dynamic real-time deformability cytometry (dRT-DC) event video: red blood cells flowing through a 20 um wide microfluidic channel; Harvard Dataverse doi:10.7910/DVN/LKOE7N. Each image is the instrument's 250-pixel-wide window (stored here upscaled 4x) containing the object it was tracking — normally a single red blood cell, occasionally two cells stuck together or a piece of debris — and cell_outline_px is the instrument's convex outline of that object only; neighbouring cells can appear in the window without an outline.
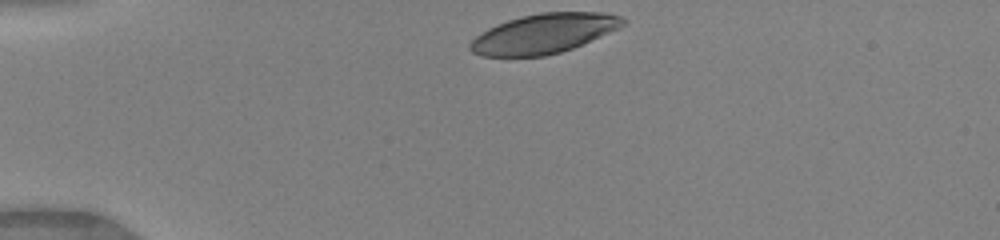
{"species": "human", "species_latin": "Homo sapiens", "temperature_condition": "warm", "stored_images_in_passage": 33, "camera_frame_rate_fps": 3000, "um_per_image_px": 0.085, "donor": {"sex": "female"}, "frame": {"image": 1, "passage_image": 1, "time_ms": 0.0, "image_size_px": [1000, 240], "cell_outline_px": [[628, 20], [624, 24], [608, 32], [572, 48], [560, 52], [544, 56], [484, 56], [472, 52], [468, 48], [468, 44], [476, 36], [488, 28], [496, 24], [520, 16], [540, 12], [604, 12], [620, 16]], "centroid_in_image_um": [46.18, 2.84], "position_along_channel_um": 38.8, "area_um2": 34.97}}
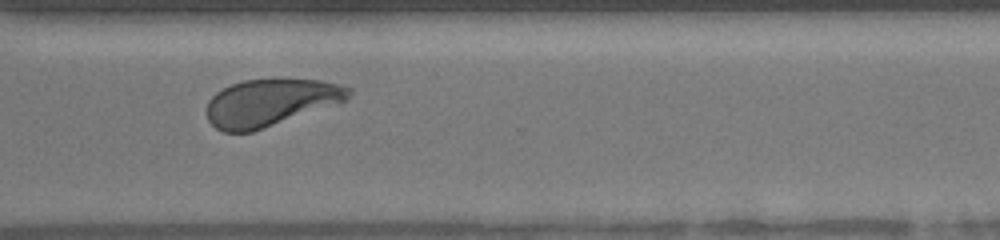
{"frame": {"image": 2, "passage_image": 27, "time_ms": 8.667, "image_size_px": [1000, 240], "cell_outline_px": [[352, 92], [348, 100], [252, 132], [224, 132], [216, 128], [208, 120], [208, 100], [216, 92], [232, 84], [244, 80], [272, 76], [320, 80], [352, 88]], "centroid_in_image_um": [23.01, 8.67], "position_along_channel_um": 347.6, "area_um2": 39.54}}
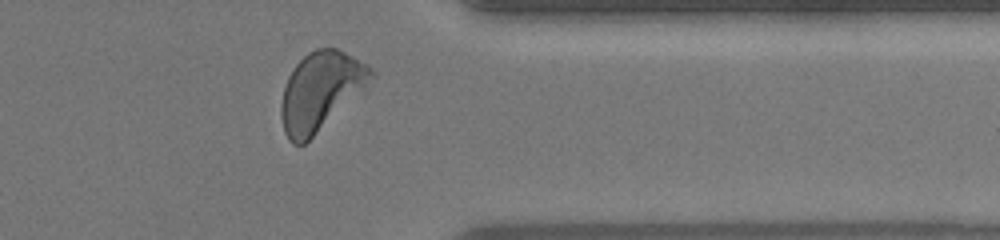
{"frame": {"image": 3, "passage_image": 30, "time_ms": 9.667, "image_size_px": [1000, 240], "cell_outline_px": [[376, 76], [368, 88], [304, 144], [292, 144], [288, 140], [284, 132], [280, 112], [280, 104], [284, 88], [288, 76], [296, 64], [308, 52], [316, 48], [336, 48], [368, 64], [376, 72]], "centroid_in_image_um": [27.29, 7.75], "position_along_channel_um": 384.1, "area_um2": 41.5}, "authors_computed_cell_mechanics": {"area_um2": 39.3618, "velocity_mm_per_s": 4.0989, "shape_relaxation_time_tau1_ms": 2.7561, "shape_relaxation_time_tau2_ms": 0.8358, "deformation_change_tau1": 0.157, "deformation_change_tau2": 0.0684}}